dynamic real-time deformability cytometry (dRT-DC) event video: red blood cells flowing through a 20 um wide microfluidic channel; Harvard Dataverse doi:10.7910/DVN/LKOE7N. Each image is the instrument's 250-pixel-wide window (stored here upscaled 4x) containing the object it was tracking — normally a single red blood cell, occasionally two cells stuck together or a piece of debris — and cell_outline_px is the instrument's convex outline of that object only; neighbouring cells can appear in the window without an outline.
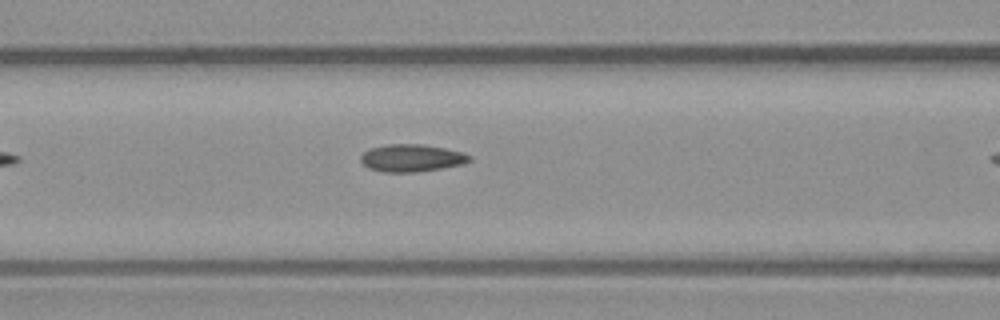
{"species": "common noctule bat (a hibernating species)", "species_latin": "Nyctalus noctula", "temperature_condition": "warm", "stored_images_in_passage": 7, "camera_frame_rate_fps": 3000, "um_per_image_px": 0.085, "animal": {"sex": "male", "body_mass_g": 23.1, "forearm_length_mm": 52.7}, "frame": {"image": 1, "passage_image": 6, "time_ms": 1.667, "image_size_px": [1000, 320], "cell_outline_px": [[472, 160], [464, 164], [416, 172], [384, 172], [368, 168], [360, 160], [360, 156], [368, 148], [388, 144], [424, 144], [464, 152], [472, 156]], "centroid_in_image_um": [35.0, 13.42], "position_along_channel_um": 131.6, "area_um2": 17.51}}